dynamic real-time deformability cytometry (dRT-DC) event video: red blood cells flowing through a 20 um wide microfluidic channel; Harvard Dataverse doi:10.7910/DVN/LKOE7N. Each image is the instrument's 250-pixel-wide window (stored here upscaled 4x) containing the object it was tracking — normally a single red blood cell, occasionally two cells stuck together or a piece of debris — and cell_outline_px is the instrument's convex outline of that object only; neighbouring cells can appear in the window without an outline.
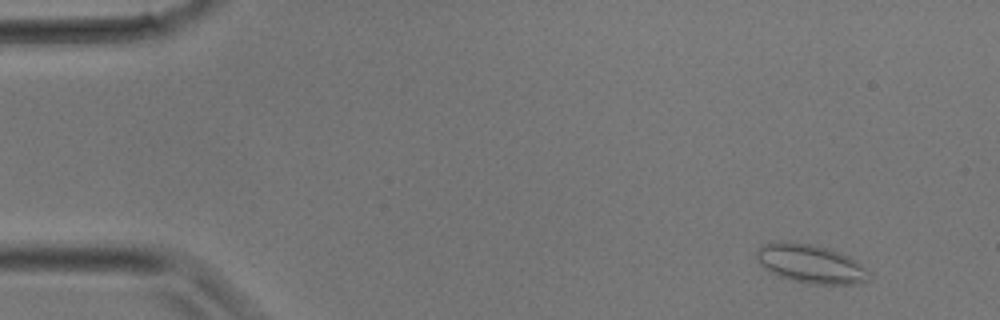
{"species": "common noctule bat (a hibernating species)", "species_latin": "Nyctalus noctula", "temperature_condition": "room temperature", "stored_images_in_passage": 34, "camera_frame_rate_fps": 3000, "um_per_image_px": 0.085, "animal": {"sex": "male", "body_mass_g": 17.9}, "frame": {"image": 1, "passage_image": 3, "time_ms": 0.667, "image_size_px": [1000, 320], "cell_outline_px": [[868, 280], [856, 284], [812, 284], [792, 280], [780, 276], [764, 268], [756, 260], [756, 252], [764, 244], [780, 240], [812, 244], [828, 248], [840, 252], [856, 260], [864, 268], [868, 276]], "centroid_in_image_um": [68.87, 22.41], "position_along_channel_um": 16.1, "area_um2": 25.2}}
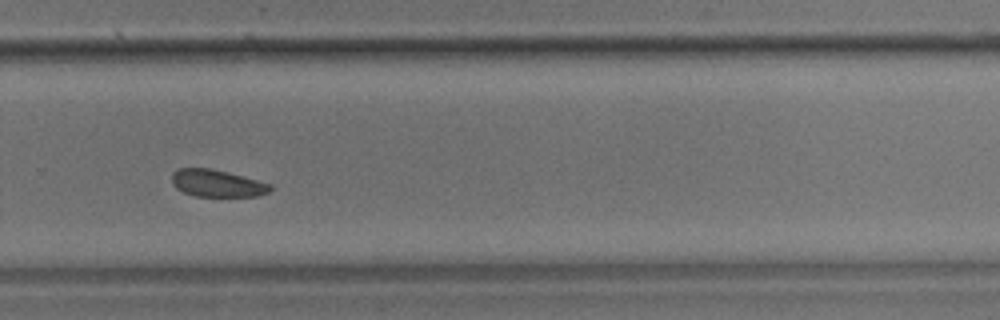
{"frame": {"image": 2, "passage_image": 23, "time_ms": 7.333, "image_size_px": [1000, 320], "cell_outline_px": [[272, 188], [268, 192], [256, 196], [196, 196], [184, 192], [176, 188], [172, 184], [172, 172], [180, 168], [212, 168], [228, 172], [272, 184]], "centroid_in_image_um": [18.44, 15.57], "position_along_channel_um": 311.4, "area_um2": 15.55}}
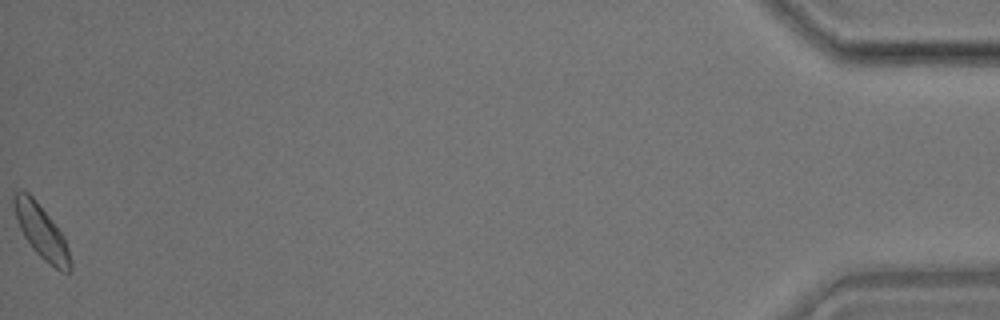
{"frame": {"image": 3, "passage_image": 34, "time_ms": 11.0, "image_size_px": [1000, 320], "cell_outline_px": [[72, 268], [68, 272], [60, 272], [44, 260], [32, 248], [24, 236], [20, 228], [12, 204], [12, 196], [16, 192], [28, 192], [36, 200], [52, 220], [64, 236], [68, 248], [72, 264]], "centroid_in_image_um": [3.53, 19.71], "position_along_channel_um": 431.7, "area_um2": 17.46}}